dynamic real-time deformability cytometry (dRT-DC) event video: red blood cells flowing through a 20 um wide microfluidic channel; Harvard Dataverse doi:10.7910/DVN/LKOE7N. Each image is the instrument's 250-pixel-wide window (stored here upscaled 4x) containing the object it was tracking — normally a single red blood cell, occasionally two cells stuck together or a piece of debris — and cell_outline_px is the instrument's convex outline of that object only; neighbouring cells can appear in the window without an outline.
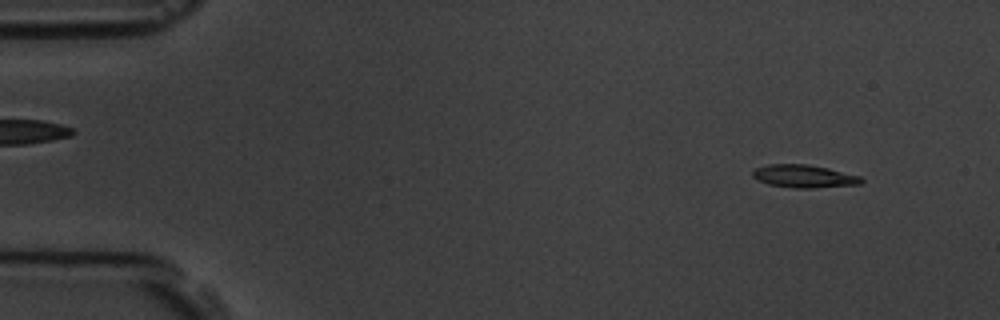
{"species": "common noctule bat (a hibernating species)", "species_latin": "Nyctalus noctula", "temperature_condition": "room temperature", "stored_images_in_passage": 6, "camera_frame_rate_fps": 3000, "um_per_image_px": 0.085, "animal": {"sex": "male", "body_mass_g": 19.5, "forearm_length_mm": 54.6}, "frame": {"image": 1, "passage_image": 2, "time_ms": 1.333, "image_size_px": [1000, 320], "cell_outline_px": [[864, 180], [860, 184], [812, 188], [796, 188], [768, 184], [756, 180], [752, 176], [752, 172], [756, 168], [768, 164], [808, 164], [828, 168], [860, 176]], "centroid_in_image_um": [68.32, 14.98], "position_along_channel_um": 16.7, "area_um2": 14.45}}
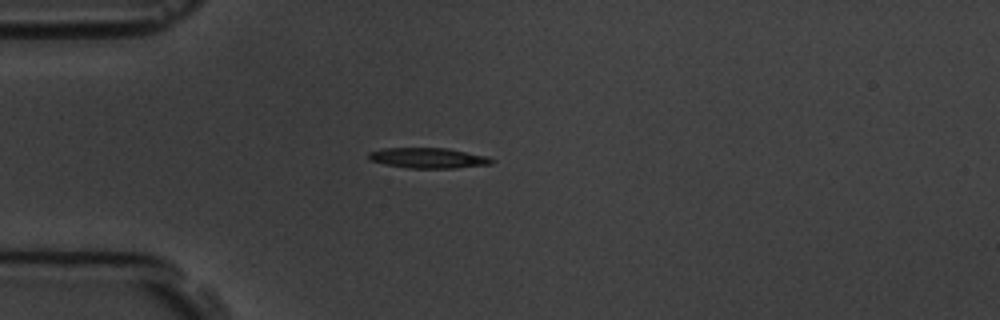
{"frame": {"image": 2, "passage_image": 5, "time_ms": 4.667, "image_size_px": [1000, 320], "cell_outline_px": [[496, 160], [492, 164], [456, 168], [408, 168], [384, 164], [368, 160], [368, 152], [384, 148], [448, 148], [488, 156]], "centroid_in_image_um": [36.42, 13.43], "position_along_channel_um": 48.6, "area_um2": 14.8}}